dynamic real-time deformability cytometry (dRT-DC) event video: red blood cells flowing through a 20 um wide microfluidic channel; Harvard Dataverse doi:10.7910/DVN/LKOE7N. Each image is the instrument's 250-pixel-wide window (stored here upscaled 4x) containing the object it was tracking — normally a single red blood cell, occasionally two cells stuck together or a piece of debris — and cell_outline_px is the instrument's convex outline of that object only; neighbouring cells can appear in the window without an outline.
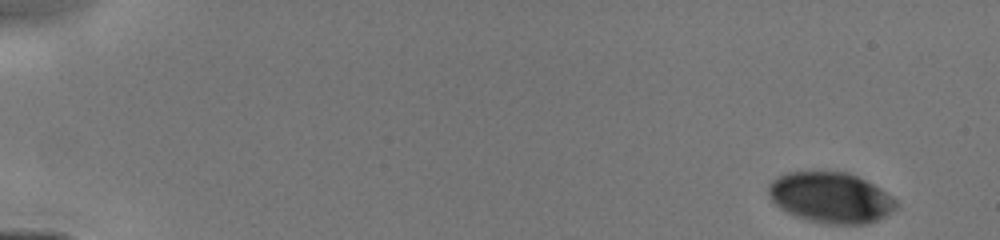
{"species": "human", "species_latin": "Homo sapiens", "temperature_condition": "cold", "stored_images_in_passage": 36, "camera_frame_rate_fps": 3000, "um_per_image_px": 0.085, "donor": {"sex": "male"}, "frame": {"image": 1, "passage_image": 1, "time_ms": 0.0, "image_size_px": [1000, 240], "cell_outline_px": [[896, 208], [884, 216], [868, 224], [828, 224], [796, 216], [780, 208], [772, 200], [768, 192], [768, 184], [776, 176], [788, 172], [848, 172], [880, 188], [892, 196], [896, 200]], "centroid_in_image_um": [70.6, 16.79], "position_along_channel_um": 14.4, "area_um2": 37.34}}
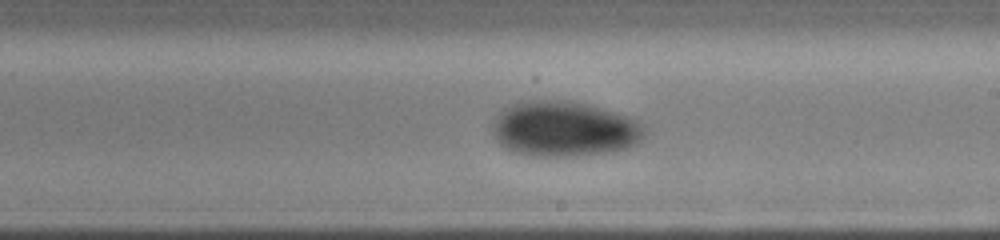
{"frame": {"image": 2, "passage_image": 19, "time_ms": 8.667, "image_size_px": [1000, 240], "cell_outline_px": [[648, 132], [636, 144], [612, 152], [576, 156], [528, 156], [512, 152], [504, 148], [496, 140], [492, 132], [492, 124], [496, 116], [504, 108], [520, 100], [568, 100], [588, 104], [636, 120]], "centroid_in_image_um": [47.89, 10.97], "position_along_channel_um": 241.1, "area_um2": 49.36}}
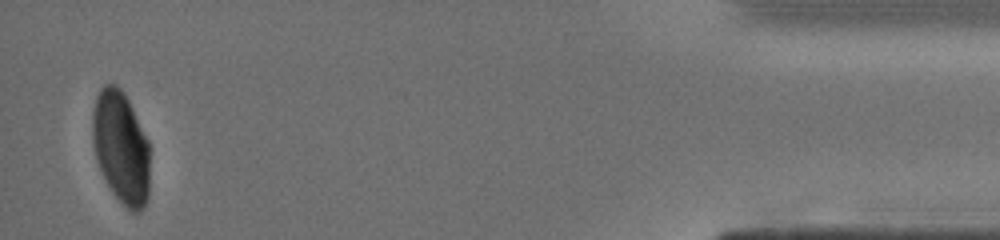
{"frame": {"image": 3, "passage_image": 36, "time_ms": 14.333, "image_size_px": [1000, 240], "cell_outline_px": [[148, 196], [144, 208], [140, 212], [132, 212], [112, 192], [100, 168], [96, 156], [92, 140], [92, 112], [96, 96], [100, 88], [104, 84], [116, 84], [124, 92], [148, 140]], "centroid_in_image_um": [10.27, 12.49], "position_along_channel_um": 424.9, "area_um2": 37.28}}